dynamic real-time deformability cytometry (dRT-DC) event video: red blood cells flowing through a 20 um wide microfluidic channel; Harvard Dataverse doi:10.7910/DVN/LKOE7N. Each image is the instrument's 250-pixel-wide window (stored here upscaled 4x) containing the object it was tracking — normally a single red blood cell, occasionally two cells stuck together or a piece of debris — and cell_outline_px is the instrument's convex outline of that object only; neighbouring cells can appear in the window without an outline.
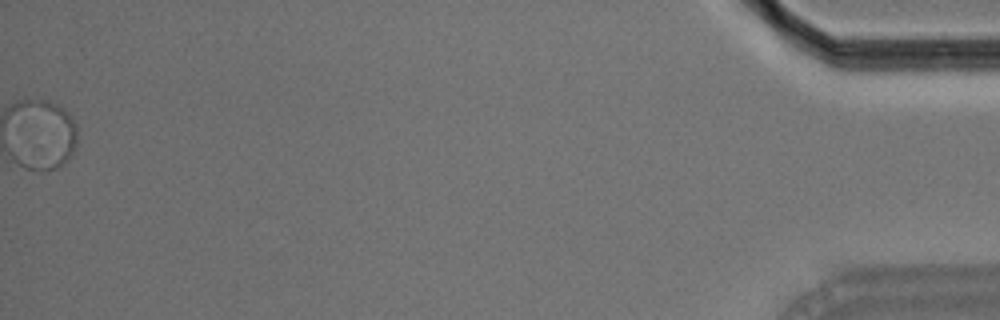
{"species": "Egyptian fruit bat (a non-hibernating species)", "species_latin": "Rousettus aegyptiacus", "temperature_condition": "room temperature", "stored_images_in_passage": 56, "segment_of_instrument_passage": [2, 2], "camera_frame_rate_fps": 3000, "um_per_image_px": 0.085, "animal": {"sex": "male"}, "frame": {"image": 1, "passage_image": 56, "time_ms": 18.333, "image_size_px": [1000, 320], "cell_outline_px": [[76, 148], [68, 160], [56, 168], [44, 168], [40, 104], [40, 100], [48, 100], [64, 108], [68, 112], [76, 124]], "centroid_in_image_um": [4.83, 11.42], "position_along_channel_um": 430.4, "area_um2": 13.81}}